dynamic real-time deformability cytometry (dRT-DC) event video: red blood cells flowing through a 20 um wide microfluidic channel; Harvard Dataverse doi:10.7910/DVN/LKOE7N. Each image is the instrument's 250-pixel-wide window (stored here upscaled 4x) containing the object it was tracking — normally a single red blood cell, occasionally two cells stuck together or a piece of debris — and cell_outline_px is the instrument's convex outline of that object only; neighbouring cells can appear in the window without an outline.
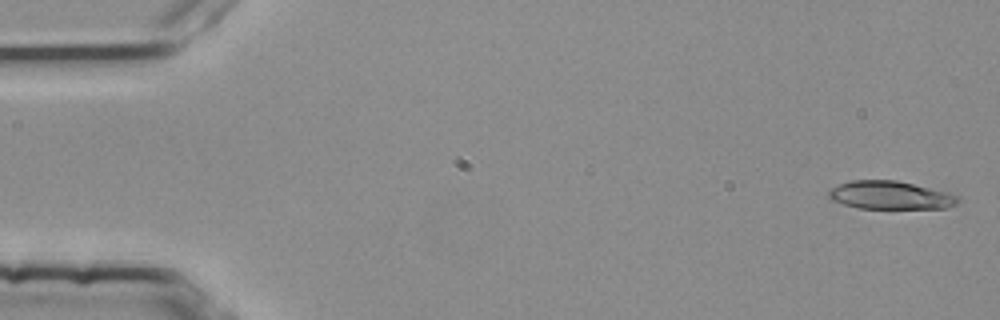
{"species": "common noctule bat (a hibernating species)", "species_latin": "Nyctalus noctula", "temperature_condition": "room temperature", "stored_images_in_passage": 5, "camera_frame_rate_fps": 3000, "um_per_image_px": 0.085, "animal": {"sex": "female", "body_mass_g": 25.1}, "frame": {"image": 1, "passage_image": 1, "time_ms": 0.0, "image_size_px": [1000, 320], "cell_outline_px": [[960, 200], [956, 204], [948, 208], [860, 208], [844, 204], [832, 200], [828, 196], [828, 192], [832, 188], [840, 184], [852, 180], [896, 180], [948, 192], [956, 196]], "centroid_in_image_um": [75.69, 16.59], "position_along_channel_um": 9.3, "area_um2": 20.98}}